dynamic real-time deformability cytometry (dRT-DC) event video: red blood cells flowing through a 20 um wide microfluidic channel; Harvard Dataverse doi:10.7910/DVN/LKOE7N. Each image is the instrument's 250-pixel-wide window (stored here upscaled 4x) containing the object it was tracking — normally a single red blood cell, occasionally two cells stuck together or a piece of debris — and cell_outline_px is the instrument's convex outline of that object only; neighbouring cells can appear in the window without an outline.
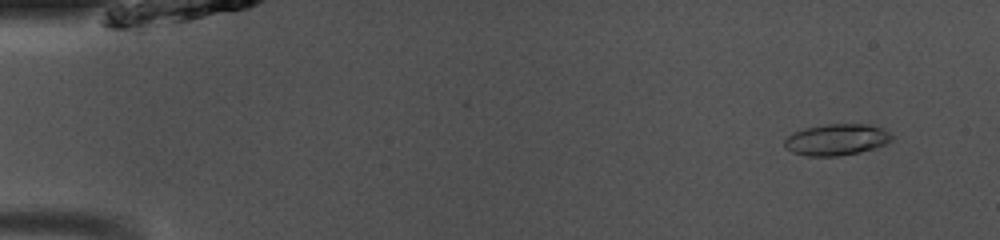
{"species": "common noctule bat (a hibernating species)", "species_latin": "Nyctalus noctula", "temperature_condition": "room temperature", "stored_images_in_passage": 49, "camera_frame_rate_fps": 3000, "um_per_image_px": 0.085, "animal": {"sex": "male", "body_mass_g": 13.0, "forearm_length_mm": 53.1}, "frame": {"image": 1, "passage_image": 4, "time_ms": 1.0, "image_size_px": [1000, 240], "cell_outline_px": [[892, 140], [876, 148], [836, 156], [804, 156], [792, 152], [784, 148], [784, 140], [792, 132], [804, 128], [828, 124], [872, 124], [884, 128], [892, 136]], "centroid_in_image_um": [71.08, 11.86], "position_along_channel_um": 13.9, "area_um2": 19.71}}
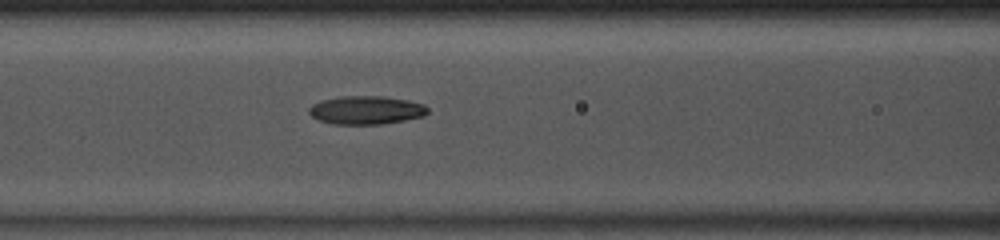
{"frame": {"image": 2, "passage_image": 21, "time_ms": 6.667, "image_size_px": [1000, 240], "cell_outline_px": [[428, 112], [424, 116], [404, 120], [380, 124], [332, 124], [320, 120], [312, 116], [308, 112], [308, 108], [312, 104], [320, 100], [340, 96], [380, 96], [408, 100], [424, 104], [428, 108]], "centroid_in_image_um": [31.1, 9.35], "position_along_channel_um": 135.5, "area_um2": 19.65}}
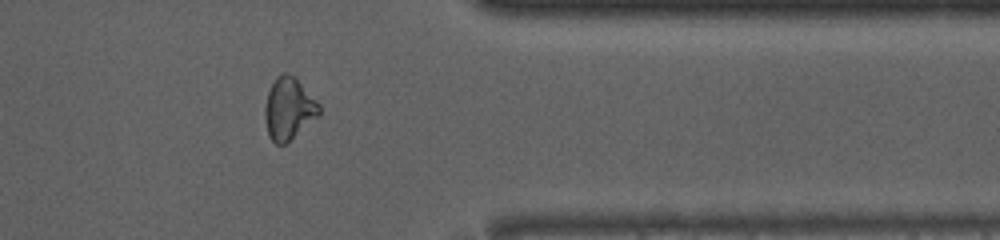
{"frame": {"image": 3, "passage_image": 40, "time_ms": 13.0, "image_size_px": [1000, 240], "cell_outline_px": [[320, 112], [316, 116], [284, 144], [276, 144], [272, 140], [268, 132], [264, 116], [264, 108], [268, 92], [276, 76], [280, 72], [284, 72], [292, 76], [320, 104]], "centroid_in_image_um": [24.5, 9.21], "position_along_channel_um": 386.9, "area_um2": 18.84}, "authors_computed_cell_mechanics": {"area_um2": 19.2474, "velocity_mm_per_s": 4.1215, "shape_relaxation_time_tau1_ms": null, "shape_relaxation_time_tau2_ms": 2.2022, "deformation_change_tau1": null, "deformation_change_tau2": 0.0924}}